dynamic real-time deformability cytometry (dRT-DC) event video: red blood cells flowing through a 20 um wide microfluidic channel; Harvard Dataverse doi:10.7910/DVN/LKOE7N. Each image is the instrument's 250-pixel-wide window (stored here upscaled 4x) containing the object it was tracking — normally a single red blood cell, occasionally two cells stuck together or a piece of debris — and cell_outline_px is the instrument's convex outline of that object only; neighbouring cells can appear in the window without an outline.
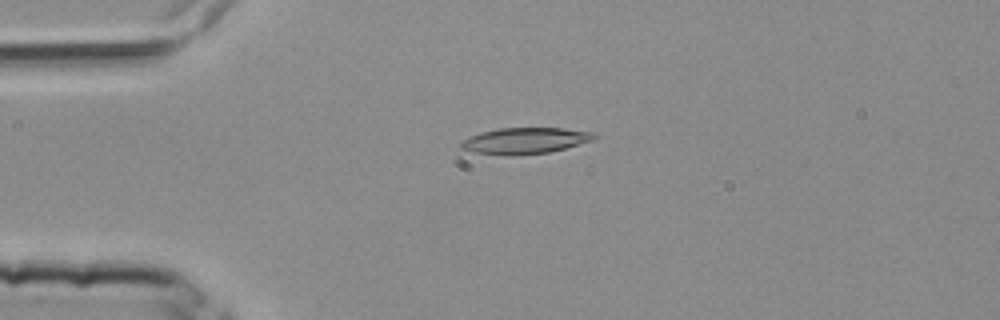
{"species": "common noctule bat (a hibernating species)", "species_latin": "Nyctalus noctula", "temperature_condition": "room temperature", "stored_images_in_passage": 4, "camera_frame_rate_fps": 3000, "um_per_image_px": 0.085, "animal": {"sex": "female", "body_mass_g": 25.1}, "frame": {"image": 1, "passage_image": 3, "time_ms": 0.667, "image_size_px": [1000, 320], "cell_outline_px": [[596, 136], [592, 140], [564, 148], [548, 152], [512, 156], [476, 152], [460, 148], [460, 140], [468, 136], [480, 132], [500, 128], [564, 128], [596, 132]], "centroid_in_image_um": [44.59, 11.95], "position_along_channel_um": 40.4, "area_um2": 20.29}}